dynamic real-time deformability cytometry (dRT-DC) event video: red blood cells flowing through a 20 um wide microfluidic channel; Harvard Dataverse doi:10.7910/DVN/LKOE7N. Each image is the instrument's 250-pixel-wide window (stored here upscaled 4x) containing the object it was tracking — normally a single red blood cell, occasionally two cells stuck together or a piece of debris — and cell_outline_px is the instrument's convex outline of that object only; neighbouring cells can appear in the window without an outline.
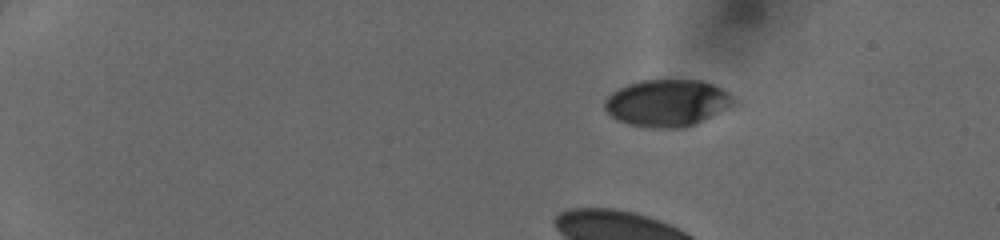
{"species": "human", "species_latin": "Homo sapiens", "temperature_condition": "cold", "stored_images_in_passage": 36, "camera_frame_rate_fps": 3000, "um_per_image_px": 0.085, "donor": {"sex": "female"}, "frame": {"image": 1, "passage_image": 1, "time_ms": 0.0, "image_size_px": [1000, 240], "cell_outline_px": [[732, 104], [696, 124], [684, 128], [648, 128], [628, 124], [612, 116], [604, 108], [604, 100], [612, 92], [628, 84], [640, 80], [704, 80], [728, 92], [732, 96]], "centroid_in_image_um": [56.66, 8.75], "position_along_channel_um": 28.3, "area_um2": 34.97}}